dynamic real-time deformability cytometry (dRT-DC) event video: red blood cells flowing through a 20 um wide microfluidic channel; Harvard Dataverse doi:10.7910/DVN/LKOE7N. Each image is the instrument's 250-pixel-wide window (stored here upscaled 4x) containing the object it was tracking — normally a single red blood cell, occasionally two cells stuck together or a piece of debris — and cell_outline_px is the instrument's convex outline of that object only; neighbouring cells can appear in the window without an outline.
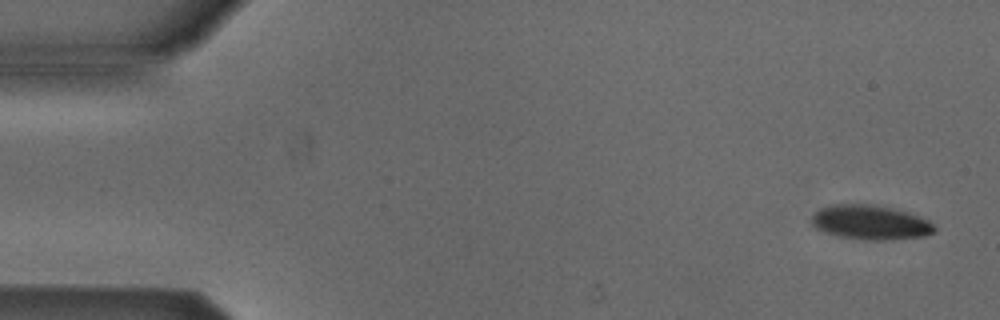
{"species": "Egyptian fruit bat (a non-hibernating species)", "species_latin": "Rousettus aegyptiacus", "temperature_condition": "cold", "stored_images_in_passage": 4, "camera_frame_rate_fps": 3000, "um_per_image_px": 0.085, "animal": {"sex": "male"}, "frame": {"image": 1, "passage_image": 1, "time_ms": 0.0, "image_size_px": [1000, 320], "cell_outline_px": [[936, 232], [924, 236], [884, 240], [868, 240], [840, 236], [824, 232], [816, 228], [812, 224], [812, 216], [820, 208], [832, 204], [872, 204], [892, 208], [908, 212], [928, 220], [936, 228]], "centroid_in_image_um": [73.99, 18.9], "position_along_channel_um": 11.0, "area_um2": 24.57}}
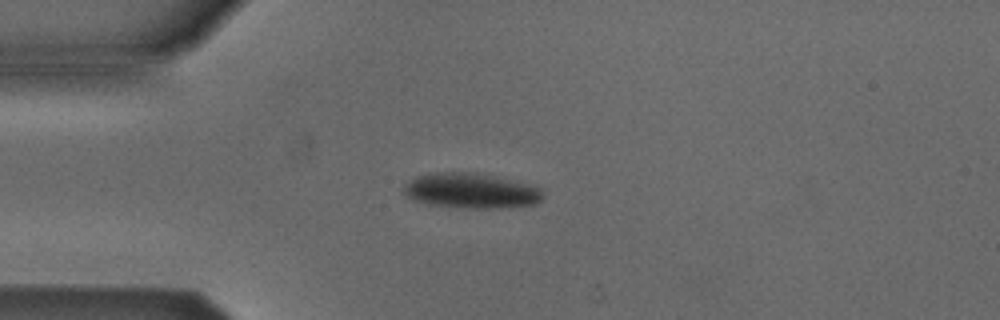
{"frame": {"image": 2, "passage_image": 4, "time_ms": 3.667, "image_size_px": [1000, 320], "cell_outline_px": [[544, 196], [536, 204], [500, 208], [468, 208], [424, 204], [412, 200], [404, 192], [404, 184], [416, 176], [428, 172], [476, 172], [536, 184], [540, 188]], "centroid_in_image_um": [40.06, 16.2], "position_along_channel_um": 44.9, "area_um2": 29.13}}